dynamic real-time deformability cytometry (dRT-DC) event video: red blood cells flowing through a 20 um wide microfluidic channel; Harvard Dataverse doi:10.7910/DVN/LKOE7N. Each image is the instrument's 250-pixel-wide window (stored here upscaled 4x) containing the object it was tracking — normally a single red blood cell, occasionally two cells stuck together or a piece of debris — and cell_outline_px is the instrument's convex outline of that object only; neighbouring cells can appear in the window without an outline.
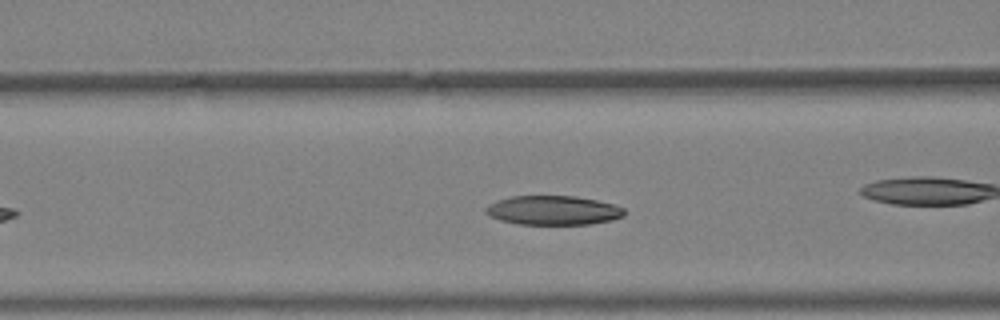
{"species": "Egyptian fruit bat (a non-hibernating species)", "species_latin": "Rousettus aegyptiacus", "temperature_condition": "warm", "stored_images_in_passage": 30, "camera_frame_rate_fps": 3000, "um_per_image_px": 0.085, "animal": {"sex": "female"}, "frame": {"image": 1, "passage_image": 9, "time_ms": 2.667, "image_size_px": [1000, 320], "cell_outline_px": [[624, 216], [612, 220], [592, 224], [520, 224], [500, 220], [488, 216], [484, 212], [484, 208], [488, 204], [496, 200], [512, 196], [576, 196], [616, 204], [624, 208]], "centroid_in_image_um": [47.0, 17.87], "position_along_channel_um": 119.6, "area_um2": 23.81}, "authors_computed_cell_mechanics": {"area_um2": 24.0448, "velocity_mm_per_s": 4.8065, "shape_relaxation_time_tau1_ms": 4.7572, "shape_relaxation_time_tau2_ms": 3.7718, "deformation_change_tau1": 0.1517, "deformation_change_tau2": 0.1076}}